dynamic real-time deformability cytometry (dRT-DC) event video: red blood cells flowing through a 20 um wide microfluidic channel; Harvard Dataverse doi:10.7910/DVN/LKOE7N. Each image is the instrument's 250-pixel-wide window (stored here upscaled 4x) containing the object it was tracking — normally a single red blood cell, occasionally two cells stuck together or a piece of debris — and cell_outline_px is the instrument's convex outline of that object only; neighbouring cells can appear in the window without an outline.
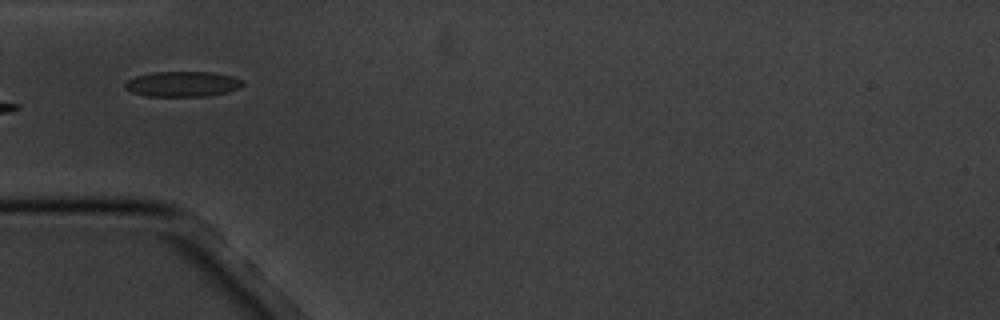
{"species": "common noctule bat (a hibernating species)", "species_latin": "Nyctalus noctula", "temperature_condition": "cold", "stored_images_in_passage": 17, "camera_frame_rate_fps": 3000, "um_per_image_px": 0.085, "animal": {"sex": "male", "body_mass_g": 20.1, "forearm_length_mm": 53.5}, "frame": {"image": 1, "passage_image": 6, "time_ms": 5.667, "image_size_px": [1000, 320], "cell_outline_px": [[244, 84], [240, 88], [224, 92], [204, 96], [144, 96], [132, 92], [124, 88], [124, 84], [128, 80], [136, 76], [152, 72], [212, 72], [232, 76], [240, 80]], "centroid_in_image_um": [15.47, 7.14], "position_along_channel_um": 69.5, "area_um2": 17.22}}
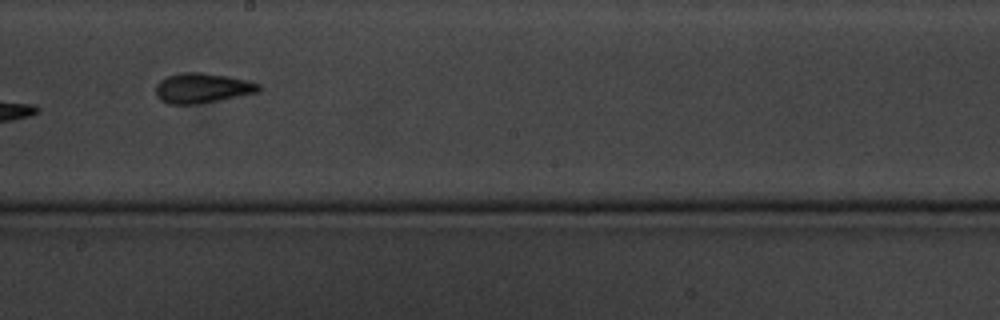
{"frame": {"image": 2, "passage_image": 10, "time_ms": 10.333, "image_size_px": [1000, 320], "cell_outline_px": [[260, 88], [256, 92], [196, 104], [168, 104], [160, 100], [156, 96], [156, 84], [160, 80], [168, 76], [180, 72], [204, 72], [228, 76], [248, 80], [260, 84]], "centroid_in_image_um": [17.14, 7.47], "position_along_channel_um": 231.1, "area_um2": 17.86}}
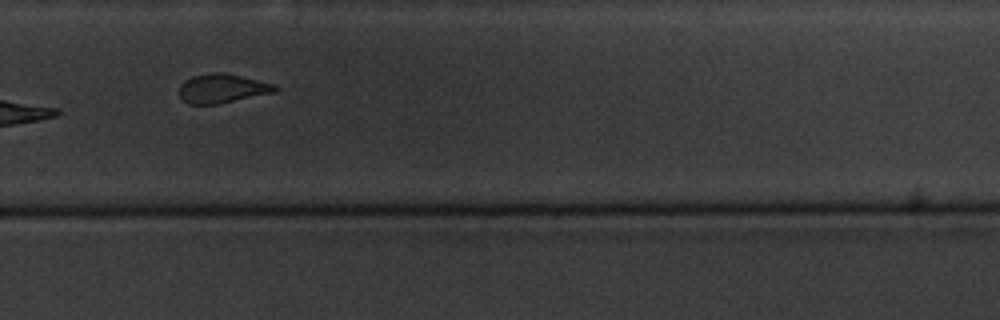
{"frame": {"image": 3, "passage_image": 12, "time_ms": 12.667, "image_size_px": [1000, 320], "cell_outline_px": [[280, 88], [276, 92], [220, 104], [188, 104], [180, 96], [180, 84], [184, 80], [192, 76], [212, 72], [224, 72], [276, 84]], "centroid_in_image_um": [18.92, 7.51], "position_along_channel_um": 310.9, "area_um2": 16.47}, "authors_computed_cell_mechanics": {"area_um2": 18.3804, "velocity_mm_per_s": 3.4316, "shape_relaxation_time_tau1_ms": 3.7211, "shape_relaxation_time_tau2_ms": null, "deformation_change_tau1": 0.0859, "deformation_change_tau2": null}}